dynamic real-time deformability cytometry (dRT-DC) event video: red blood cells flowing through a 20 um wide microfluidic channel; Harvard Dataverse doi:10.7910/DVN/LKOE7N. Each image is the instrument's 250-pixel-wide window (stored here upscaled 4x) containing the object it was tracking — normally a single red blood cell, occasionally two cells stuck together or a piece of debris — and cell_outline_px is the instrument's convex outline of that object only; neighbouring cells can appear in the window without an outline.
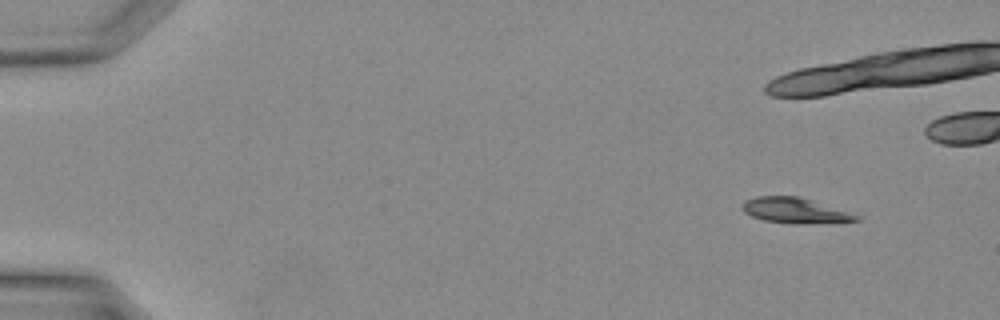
{"species": "Egyptian fruit bat (a non-hibernating species)", "species_latin": "Rousettus aegyptiacus", "temperature_condition": "warm", "stored_images_in_passage": 12, "camera_frame_rate_fps": 3000, "um_per_image_px": 0.085, "animal": {"sex": "female"}, "frame": {"image": 1, "passage_image": 3, "time_ms": 0.667, "image_size_px": [1000, 320], "cell_outline_px": [[864, 216], [860, 220], [804, 224], [796, 224], [764, 220], [752, 216], [744, 212], [740, 208], [744, 200], [756, 196], [800, 196]], "centroid_in_image_um": [67.6, 17.88], "position_along_channel_um": 17.4, "area_um2": 17.11}}